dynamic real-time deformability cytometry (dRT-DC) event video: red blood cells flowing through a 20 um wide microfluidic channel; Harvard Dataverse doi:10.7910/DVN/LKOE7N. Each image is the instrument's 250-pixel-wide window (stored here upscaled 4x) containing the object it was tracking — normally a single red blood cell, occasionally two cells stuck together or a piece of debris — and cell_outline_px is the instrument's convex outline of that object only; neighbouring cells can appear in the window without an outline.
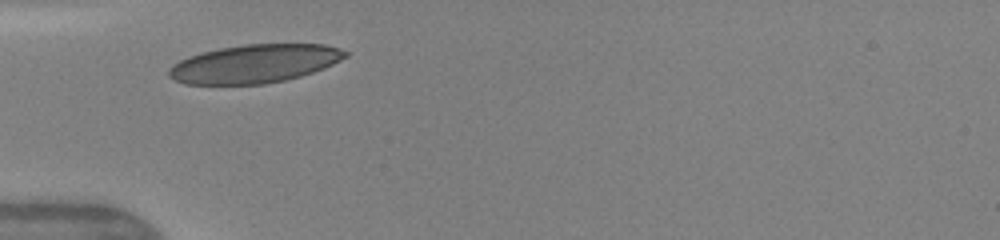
{"species": "human", "species_latin": "Homo sapiens", "temperature_condition": "warm", "stored_images_in_passage": 27, "camera_frame_rate_fps": 3000, "um_per_image_px": 0.085, "donor": {"sex": "female"}, "frame": {"image": 1, "passage_image": 1, "time_ms": 0.0, "image_size_px": [1000, 240], "cell_outline_px": [[348, 56], [324, 68], [300, 76], [284, 80], [264, 84], [184, 84], [168, 76], [168, 68], [172, 64], [188, 56], [200, 52], [220, 48], [244, 44], [324, 44], [340, 48], [348, 52]], "centroid_in_image_um": [21.62, 5.41], "position_along_channel_um": 63.4, "area_um2": 39.54}}
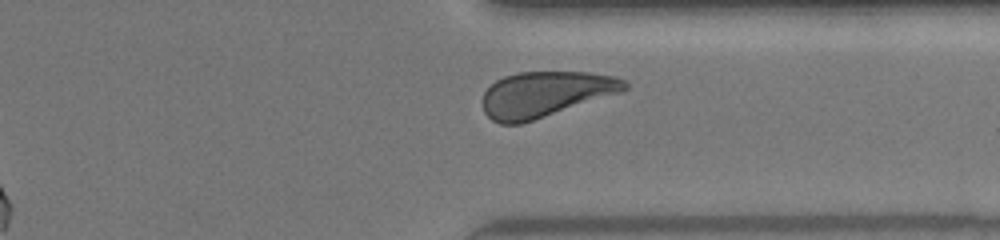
{"frame": {"image": 2, "passage_image": 23, "time_ms": 7.333, "image_size_px": [1000, 240], "cell_outline_px": [[628, 88], [624, 92], [520, 124], [500, 124], [492, 120], [484, 112], [484, 92], [496, 80], [504, 76], [520, 72], [588, 72], [616, 76], [624, 80], [628, 84]], "centroid_in_image_um": [46.4, 8.0], "position_along_channel_um": 365.0, "area_um2": 37.69}}
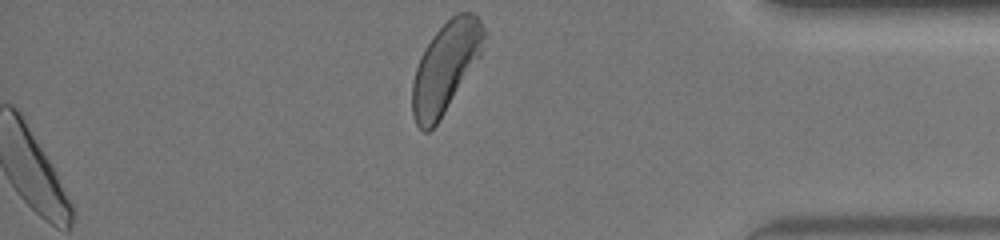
{"frame": {"image": 3, "passage_image": 27, "time_ms": 8.667, "image_size_px": [1000, 240], "cell_outline_px": [[488, 32], [480, 56], [444, 112], [436, 124], [428, 132], [424, 132], [416, 124], [412, 116], [412, 84], [416, 68], [420, 56], [432, 36], [456, 12], [472, 12], [480, 20]], "centroid_in_image_um": [37.88, 5.68], "position_along_channel_um": 397.3, "area_um2": 37.34}, "authors_computed_cell_mechanics": {"area_um2": 38.437, "velocity_mm_per_s": 4.1492, "shape_relaxation_time_tau1_ms": 2.3541, "shape_relaxation_time_tau2_ms": 0.6516, "deformation_change_tau1": 0.1135, "deformation_change_tau2": 0.0572}}